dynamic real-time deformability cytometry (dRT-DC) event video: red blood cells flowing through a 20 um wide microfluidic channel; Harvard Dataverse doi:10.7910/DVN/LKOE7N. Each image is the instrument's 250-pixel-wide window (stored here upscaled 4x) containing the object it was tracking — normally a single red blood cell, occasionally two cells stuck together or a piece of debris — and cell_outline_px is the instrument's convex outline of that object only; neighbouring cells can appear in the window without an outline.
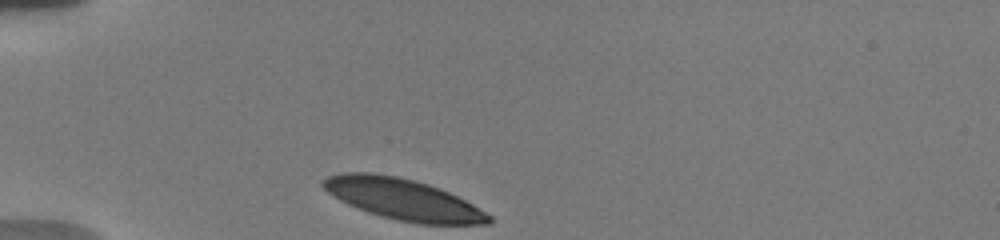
{"species": "human", "species_latin": "Homo sapiens", "temperature_condition": "warm", "stored_images_in_passage": 26, "camera_frame_rate_fps": 3000, "um_per_image_px": 0.085, "donor": {"sex": "male"}, "frame": {"image": 1, "passage_image": 1, "time_ms": 0.0, "image_size_px": [1000, 240], "cell_outline_px": [[492, 224], [420, 224], [396, 220], [380, 216], [368, 212], [348, 204], [332, 196], [320, 184], [328, 176], [340, 172], [372, 172], [396, 176], [416, 180], [440, 188], [472, 204], [492, 216]], "centroid_in_image_um": [34.25, 16.93], "position_along_channel_um": 50.8, "area_um2": 39.71}}
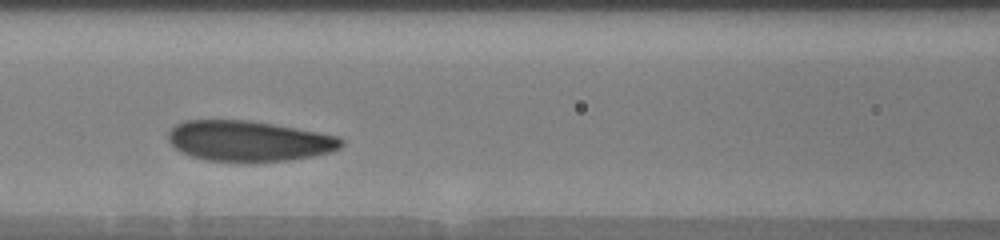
{"frame": {"image": 2, "passage_image": 19, "time_ms": 3.333, "image_size_px": [1000, 240], "cell_outline_px": [[344, 144], [340, 148], [332, 152], [312, 156], [288, 160], [208, 160], [192, 156], [180, 152], [168, 140], [168, 132], [176, 124], [184, 120], [248, 120], [272, 124], [340, 136], [344, 140]], "centroid_in_image_um": [21.16, 11.96], "position_along_channel_um": 145.4, "area_um2": 40.34}}
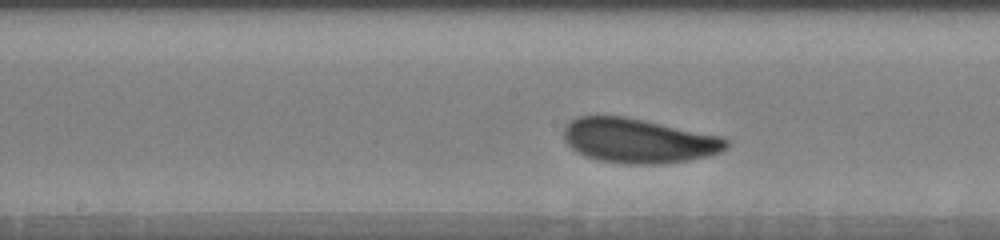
{"frame": {"image": 3, "passage_image": 25, "time_ms": 4.667, "image_size_px": [1000, 240], "cell_outline_px": [[732, 144], [728, 148], [720, 152], [708, 156], [688, 160], [660, 164], [628, 164], [596, 160], [584, 156], [576, 152], [564, 140], [564, 128], [568, 120], [576, 116], [624, 116], [644, 120], [720, 136], [728, 140]], "centroid_in_image_um": [54.25, 11.96], "position_along_channel_um": 193.9, "area_um2": 42.43}}